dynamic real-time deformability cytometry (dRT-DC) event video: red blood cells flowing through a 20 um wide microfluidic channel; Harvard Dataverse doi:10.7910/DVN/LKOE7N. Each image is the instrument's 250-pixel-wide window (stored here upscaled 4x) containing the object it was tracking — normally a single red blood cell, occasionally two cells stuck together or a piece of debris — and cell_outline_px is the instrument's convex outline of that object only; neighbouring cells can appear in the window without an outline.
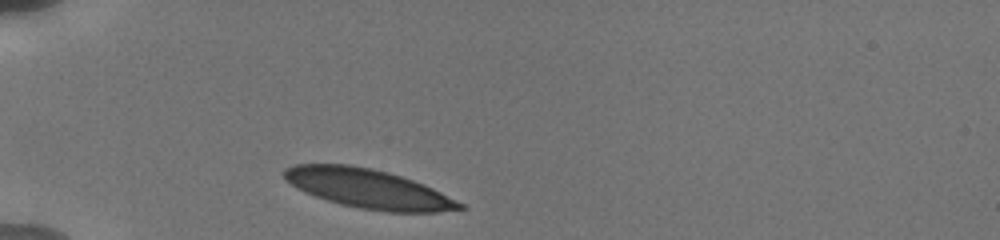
{"species": "human", "species_latin": "Homo sapiens", "temperature_condition": "cold", "stored_images_in_passage": 1, "camera_frame_rate_fps": 3000, "um_per_image_px": 0.085, "donor": {"sex": "male"}, "frame": {"image": 1, "passage_image": 1, "time_ms": 0.0, "image_size_px": [1000, 240], "cell_outline_px": [[468, 208], [436, 212], [388, 212], [360, 208], [340, 204], [304, 192], [296, 188], [284, 180], [280, 172], [284, 168], [292, 164], [352, 164], [372, 168], [388, 172], [424, 184], [464, 204]], "centroid_in_image_um": [31.24, 16.02], "position_along_channel_um": 53.8, "area_um2": 40.29}}